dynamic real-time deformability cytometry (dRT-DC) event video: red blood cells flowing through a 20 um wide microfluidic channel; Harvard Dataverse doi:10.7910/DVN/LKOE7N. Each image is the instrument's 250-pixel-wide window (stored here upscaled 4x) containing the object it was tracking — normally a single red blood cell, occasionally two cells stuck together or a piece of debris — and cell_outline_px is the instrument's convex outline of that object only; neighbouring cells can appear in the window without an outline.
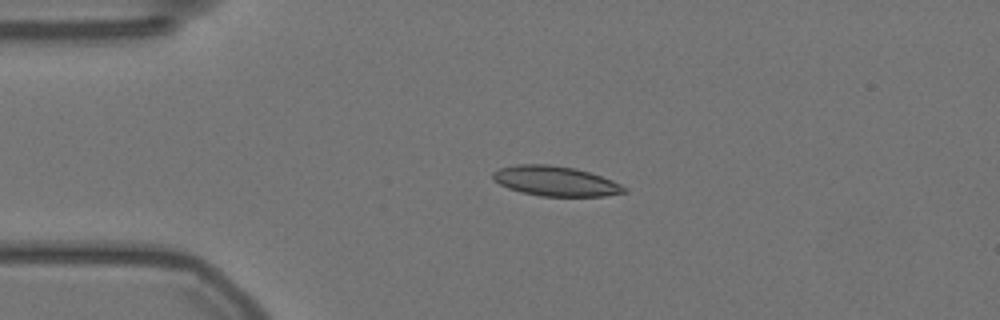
{"species": "Egyptian fruit bat (a non-hibernating species)", "species_latin": "Rousettus aegyptiacus", "temperature_condition": "warm", "stored_images_in_passage": 45, "camera_frame_rate_fps": 3000, "um_per_image_px": 0.085, "animal": {"sex": "female"}, "frame": {"image": 1, "passage_image": 1, "time_ms": 0.0, "image_size_px": [1000, 320], "cell_outline_px": [[628, 192], [604, 196], [540, 196], [520, 192], [508, 188], [492, 180], [492, 172], [500, 168], [516, 164], [548, 164], [572, 168], [588, 172], [612, 180], [628, 188]], "centroid_in_image_um": [47.19, 15.4], "position_along_channel_um": 37.8, "area_um2": 22.89}}
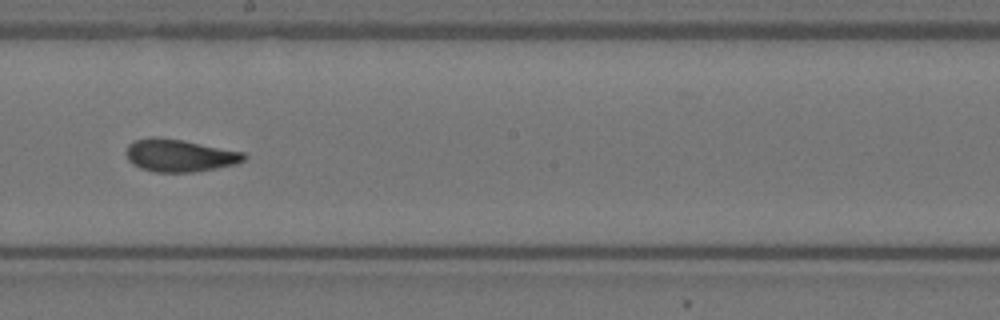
{"frame": {"image": 2, "passage_image": 20, "time_ms": 6.333, "image_size_px": [1000, 320], "cell_outline_px": [[248, 156], [244, 160], [236, 164], [192, 172], [156, 172], [140, 168], [132, 164], [128, 160], [124, 152], [128, 144], [132, 140], [152, 136], [156, 136], [184, 140], [244, 152]], "centroid_in_image_um": [15.21, 13.2], "position_along_channel_um": 233.0, "area_um2": 22.6}}
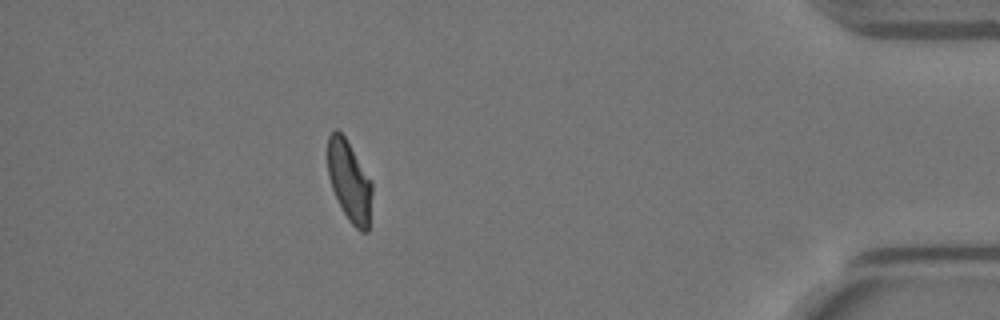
{"frame": {"image": 3, "passage_image": 39, "time_ms": 12.667, "image_size_px": [1000, 320], "cell_outline_px": [[372, 192], [368, 232], [360, 232], [348, 220], [332, 188], [328, 176], [328, 136], [336, 128], [344, 136], [372, 180]], "centroid_in_image_um": [29.71, 15.41], "position_along_channel_um": 405.5, "area_um2": 20.75}, "authors_computed_cell_mechanics": {"area_um2": 22.1374, "velocity_mm_per_s": 3.5398, "shape_relaxation_time_tau1_ms": 8.162, "shape_relaxation_time_tau2_ms": 1.5035, "deformation_change_tau1": 0.1912, "deformation_change_tau2": 0.078}}